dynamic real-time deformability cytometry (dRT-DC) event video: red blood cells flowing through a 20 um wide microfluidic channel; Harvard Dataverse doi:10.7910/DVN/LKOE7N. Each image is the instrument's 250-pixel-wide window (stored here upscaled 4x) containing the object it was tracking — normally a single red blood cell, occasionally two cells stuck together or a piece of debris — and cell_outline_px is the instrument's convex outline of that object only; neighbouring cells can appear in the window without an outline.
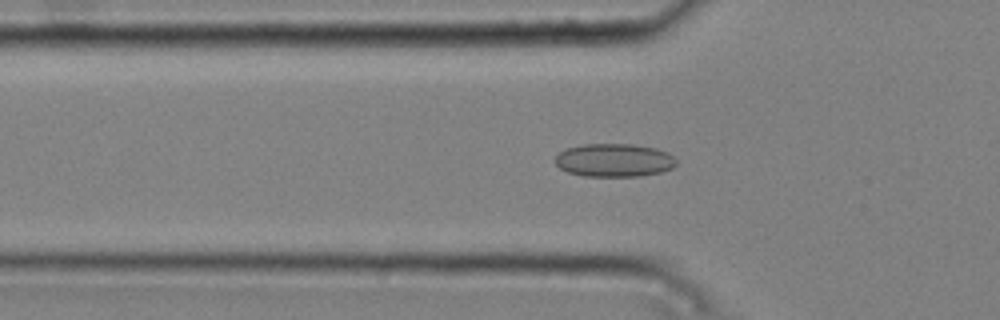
{"species": "common noctule bat (a hibernating species)", "species_latin": "Nyctalus noctula", "temperature_condition": "cold", "stored_images_in_passage": 46, "camera_frame_rate_fps": 3000, "um_per_image_px": 0.085, "animal": {"sex": "male", "body_mass_g": 20.4}, "frame": {"image": 1, "passage_image": 12, "time_ms": 3.667, "image_size_px": [1000, 320], "cell_outline_px": [[676, 164], [672, 168], [660, 172], [640, 176], [584, 176], [568, 172], [560, 168], [556, 164], [556, 156], [564, 148], [584, 144], [632, 144], [656, 148], [668, 152], [676, 160]], "centroid_in_image_um": [52.2, 13.61], "position_along_channel_um": 73.6, "area_um2": 23.47}}
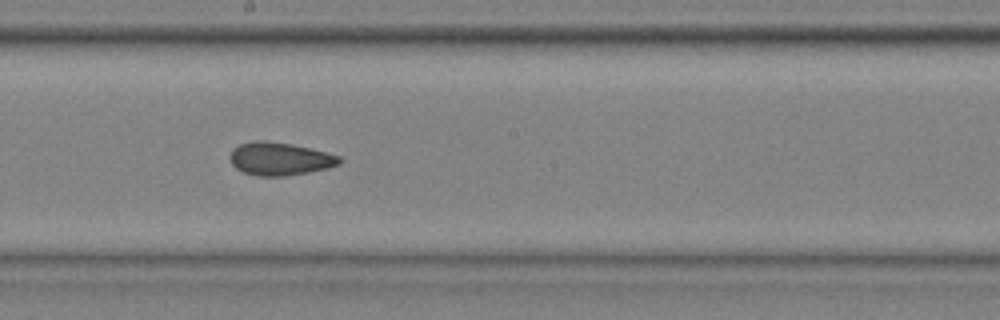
{"frame": {"image": 2, "passage_image": 24, "time_ms": 7.667, "image_size_px": [1000, 320], "cell_outline_px": [[344, 160], [340, 164], [328, 168], [308, 172], [284, 176], [260, 176], [244, 172], [236, 168], [232, 164], [228, 156], [232, 148], [240, 144], [252, 140], [268, 140], [292, 144], [312, 148], [340, 156]], "centroid_in_image_um": [23.78, 13.48], "position_along_channel_um": 224.4, "area_um2": 21.33}}
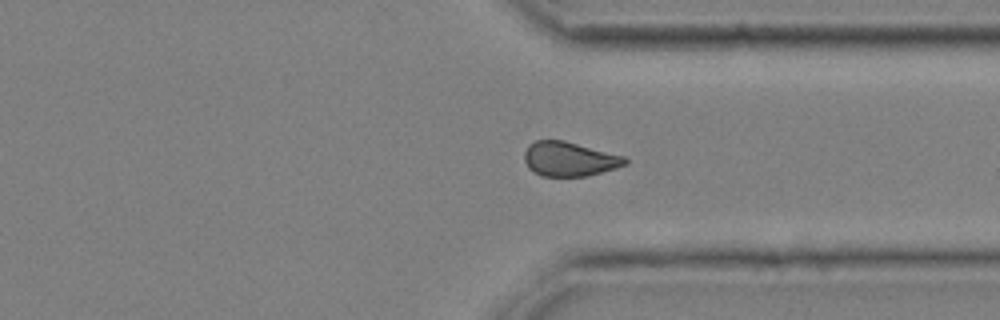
{"frame": {"image": 3, "passage_image": 35, "time_ms": 11.333, "image_size_px": [1000, 320], "cell_outline_px": [[628, 164], [616, 168], [588, 176], [540, 176], [528, 168], [524, 160], [524, 152], [528, 144], [536, 140], [564, 140], [624, 156], [628, 160]], "centroid_in_image_um": [48.38, 13.52], "position_along_channel_um": 363.0, "area_um2": 20.35}, "authors_computed_cell_mechanics": {"area_um2": 21.097, "velocity_mm_per_s": 3.7652, "shape_relaxation_time_tau1_ms": null, "shape_relaxation_time_tau2_ms": 2.8407, "deformation_change_tau1": null, "deformation_change_tau2": 0.0857}}